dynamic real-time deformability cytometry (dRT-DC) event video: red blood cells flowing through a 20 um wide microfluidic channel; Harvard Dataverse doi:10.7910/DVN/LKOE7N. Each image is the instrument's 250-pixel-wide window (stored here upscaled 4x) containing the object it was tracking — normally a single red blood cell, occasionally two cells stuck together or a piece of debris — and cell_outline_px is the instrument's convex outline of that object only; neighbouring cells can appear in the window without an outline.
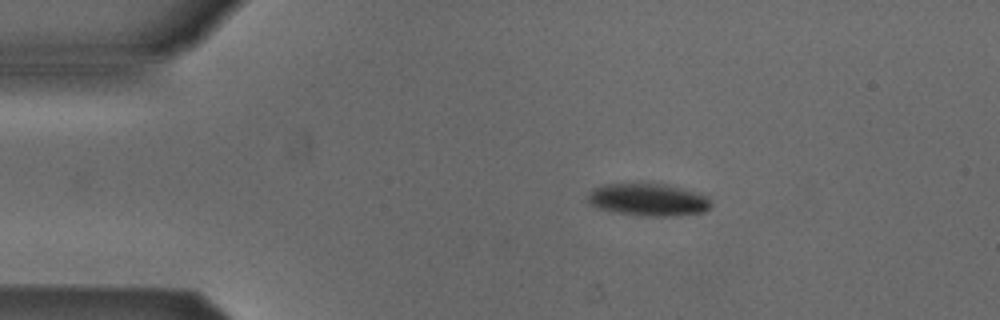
{"species": "Egyptian fruit bat (a non-hibernating species)", "species_latin": "Rousettus aegyptiacus", "temperature_condition": "cold", "stored_images_in_passage": 4, "camera_frame_rate_fps": 3000, "um_per_image_px": 0.085, "animal": {"sex": "male"}, "frame": {"image": 1, "passage_image": 2, "time_ms": 0.333, "image_size_px": [1000, 320], "cell_outline_px": [[712, 204], [704, 212], [676, 216], [640, 216], [616, 212], [596, 208], [588, 204], [588, 196], [596, 188], [604, 184], [664, 184], [700, 192], [708, 196]], "centroid_in_image_um": [55.14, 16.99], "position_along_channel_um": 29.9, "area_um2": 23.35}}
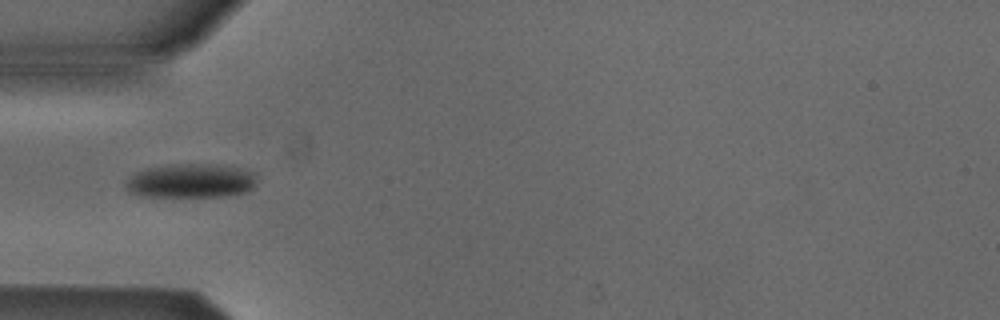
{"frame": {"image": 2, "passage_image": 4, "time_ms": 1.0, "image_size_px": [1000, 320], "cell_outline_px": [[256, 184], [252, 188], [244, 192], [224, 196], [140, 196], [128, 192], [124, 188], [124, 184], [136, 172], [144, 168], [172, 164], [196, 164], [236, 168], [256, 172]], "centroid_in_image_um": [16.17, 15.38], "position_along_channel_um": 68.8, "area_um2": 25.84}}